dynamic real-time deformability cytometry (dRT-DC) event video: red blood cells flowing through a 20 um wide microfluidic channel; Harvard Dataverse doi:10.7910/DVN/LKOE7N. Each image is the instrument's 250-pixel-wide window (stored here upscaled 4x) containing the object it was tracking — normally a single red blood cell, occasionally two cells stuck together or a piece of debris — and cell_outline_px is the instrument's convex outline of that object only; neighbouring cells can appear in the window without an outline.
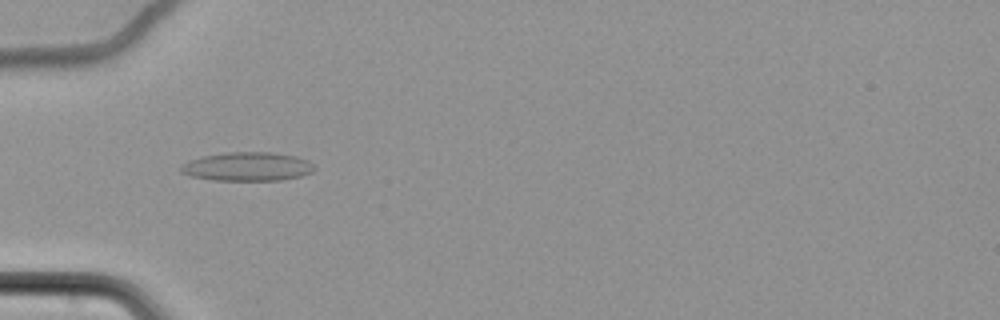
{"species": "common noctule bat (a hibernating species)", "species_latin": "Nyctalus noctula", "temperature_condition": "cold", "stored_images_in_passage": 63, "camera_frame_rate_fps": 3000, "um_per_image_px": 0.085, "animal": {"sex": "female", "body_mass_g": 22.7, "forearm_length_mm": 54.2}, "frame": {"image": 1, "passage_image": 23, "time_ms": 7.333, "image_size_px": [1000, 320], "cell_outline_px": [[316, 168], [312, 172], [300, 176], [280, 180], [212, 180], [192, 176], [180, 172], [180, 164], [188, 160], [204, 156], [228, 152], [268, 152], [296, 156], [308, 160]], "centroid_in_image_um": [21.01, 14.16], "position_along_channel_um": 64.0, "area_um2": 22.37}}
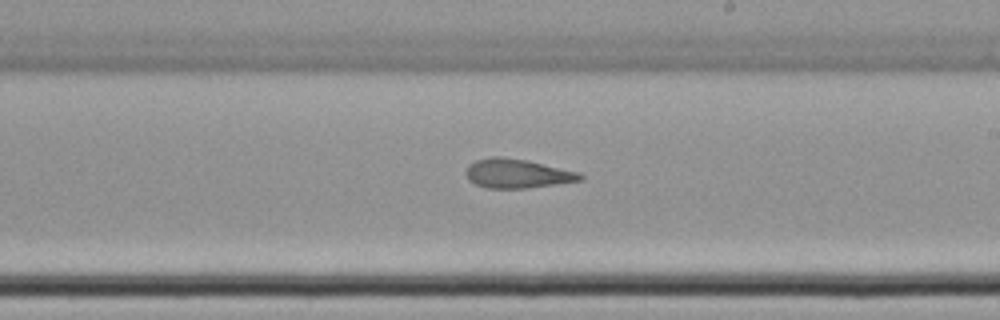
{"frame": {"image": 2, "passage_image": 39, "time_ms": 12.667, "image_size_px": [1000, 320], "cell_outline_px": [[584, 180], [528, 188], [488, 188], [476, 184], [468, 180], [464, 172], [468, 164], [476, 160], [492, 156], [500, 156], [528, 160], [580, 172], [584, 176]], "centroid_in_image_um": [43.97, 14.74], "position_along_channel_um": 245.0, "area_um2": 19.65}}
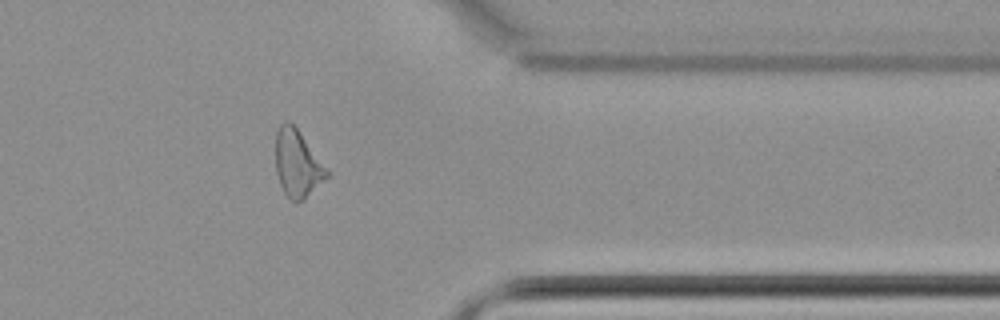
{"frame": {"image": 3, "passage_image": 52, "time_ms": 17.0, "image_size_px": [1000, 320], "cell_outline_px": [[332, 172], [304, 200], [296, 204], [284, 192], [280, 184], [276, 172], [276, 132], [280, 124], [284, 120], [288, 120], [300, 132]], "centroid_in_image_um": [25.31, 13.91], "position_along_channel_um": 386.1, "area_um2": 20.29}, "authors_computed_cell_mechanics": {"area_um2": 21.386, "velocity_mm_per_s": 3.4908, "shape_relaxation_time_tau1_ms": null, "shape_relaxation_time_tau2_ms": 5.2343, "deformation_change_tau1": null, "deformation_change_tau2": 0.1322}}